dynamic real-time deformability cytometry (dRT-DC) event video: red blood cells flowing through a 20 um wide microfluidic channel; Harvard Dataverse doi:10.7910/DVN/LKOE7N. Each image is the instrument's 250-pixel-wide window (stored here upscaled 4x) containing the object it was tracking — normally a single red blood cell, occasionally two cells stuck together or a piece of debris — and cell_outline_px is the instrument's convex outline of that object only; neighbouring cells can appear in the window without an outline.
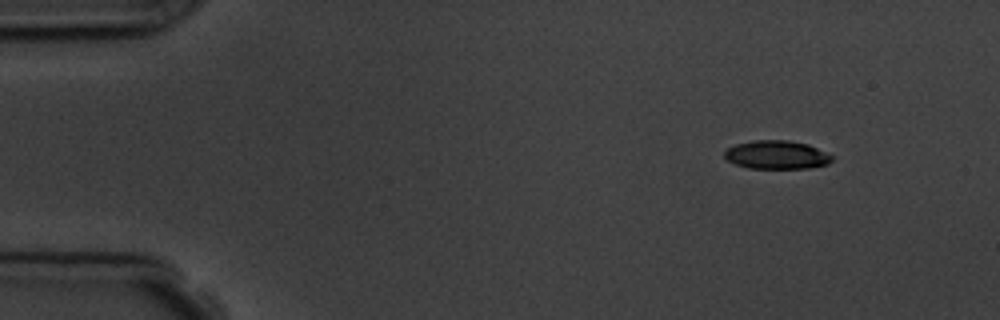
{"species": "common noctule bat (a hibernating species)", "species_latin": "Nyctalus noctula", "temperature_condition": "room temperature", "stored_images_in_passage": 5, "camera_frame_rate_fps": 3000, "um_per_image_px": 0.085, "animal": {"sex": "male", "body_mass_g": 19.5, "forearm_length_mm": 54.6}, "frame": {"image": 1, "passage_image": 2, "time_ms": 1.0, "image_size_px": [1000, 320], "cell_outline_px": [[832, 160], [828, 164], [808, 168], [748, 168], [736, 164], [728, 160], [724, 156], [724, 152], [728, 148], [736, 144], [752, 140], [788, 140], [808, 144], [832, 156]], "centroid_in_image_um": [66.0, 13.15], "position_along_channel_um": 19.0, "area_um2": 17.69}}
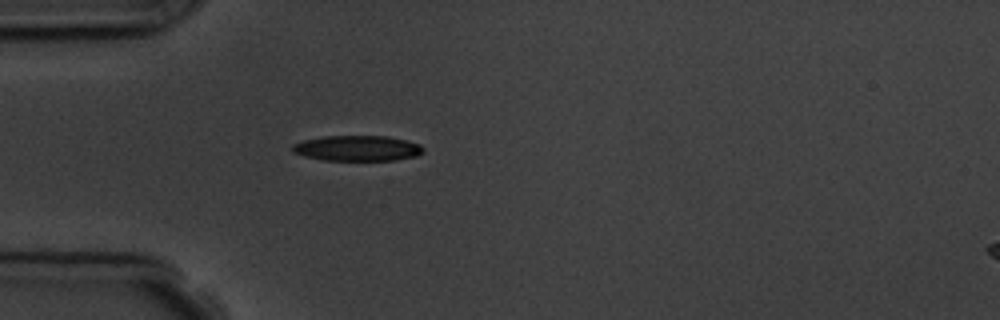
{"frame": {"image": 2, "passage_image": 5, "time_ms": 4.333, "image_size_px": [1000, 320], "cell_outline_px": [[424, 152], [416, 156], [396, 160], [324, 160], [304, 156], [292, 152], [292, 144], [304, 140], [324, 136], [388, 136], [408, 140], [420, 144], [424, 148]], "centroid_in_image_um": [30.4, 12.6], "position_along_channel_um": 54.6, "area_um2": 19.54}}